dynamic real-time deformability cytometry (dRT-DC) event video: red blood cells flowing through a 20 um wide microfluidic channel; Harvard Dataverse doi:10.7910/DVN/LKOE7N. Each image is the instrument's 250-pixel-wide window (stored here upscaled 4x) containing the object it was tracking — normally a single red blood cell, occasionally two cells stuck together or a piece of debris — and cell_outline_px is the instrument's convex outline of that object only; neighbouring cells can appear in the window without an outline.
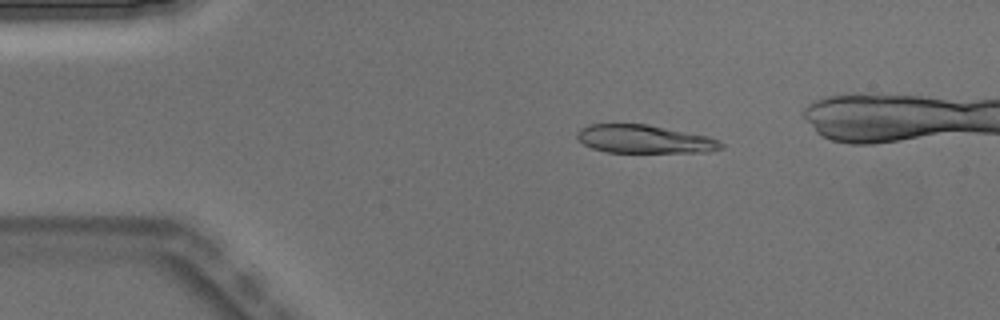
{"species": "Egyptian fruit bat (a non-hibernating species)", "species_latin": "Rousettus aegyptiacus", "temperature_condition": "warm", "stored_images_in_passage": 6, "camera_frame_rate_fps": 3000, "um_per_image_px": 0.085, "animal": {"sex": "male"}, "frame": {"image": 1, "passage_image": 3, "time_ms": 0.667, "image_size_px": [1000, 320], "cell_outline_px": [[724, 148], [708, 152], [604, 152], [592, 148], [584, 144], [576, 136], [576, 132], [580, 128], [588, 124], [648, 124], [708, 136], [720, 140], [724, 144]], "centroid_in_image_um": [54.79, 11.82], "position_along_channel_um": 30.2, "area_um2": 23.87}}